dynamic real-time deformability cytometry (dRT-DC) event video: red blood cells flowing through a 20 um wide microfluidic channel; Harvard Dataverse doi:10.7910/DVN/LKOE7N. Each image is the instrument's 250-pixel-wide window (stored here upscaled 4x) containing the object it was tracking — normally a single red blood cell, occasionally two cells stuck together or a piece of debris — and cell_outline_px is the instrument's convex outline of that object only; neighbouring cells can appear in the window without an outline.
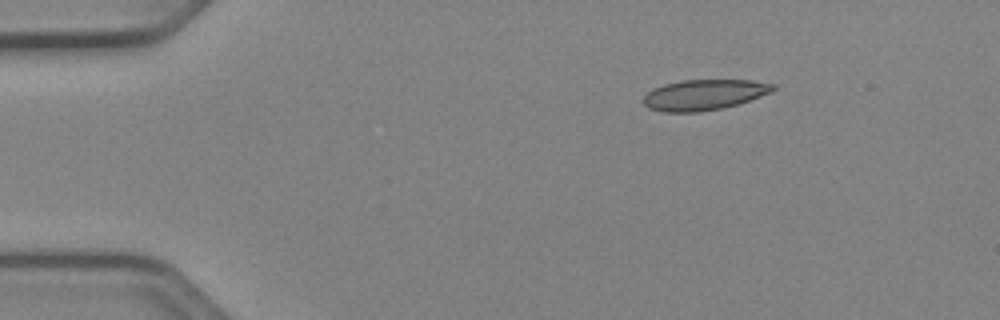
{"species": "Egyptian fruit bat (a non-hibernating species)", "species_latin": "Rousettus aegyptiacus", "temperature_condition": "cold", "stored_images_in_passage": 44, "camera_frame_rate_fps": 3000, "um_per_image_px": 0.085, "animal": {"sex": "female"}, "frame": {"image": 1, "passage_image": 1, "time_ms": 0.0, "image_size_px": [1000, 320], "cell_outline_px": [[776, 88], [772, 92], [736, 104], [720, 108], [700, 112], [664, 112], [648, 108], [644, 104], [644, 96], [652, 88], [664, 84], [680, 80], [752, 80], [776, 84]], "centroid_in_image_um": [59.83, 8.04], "position_along_channel_um": 25.2, "area_um2": 23.06}}
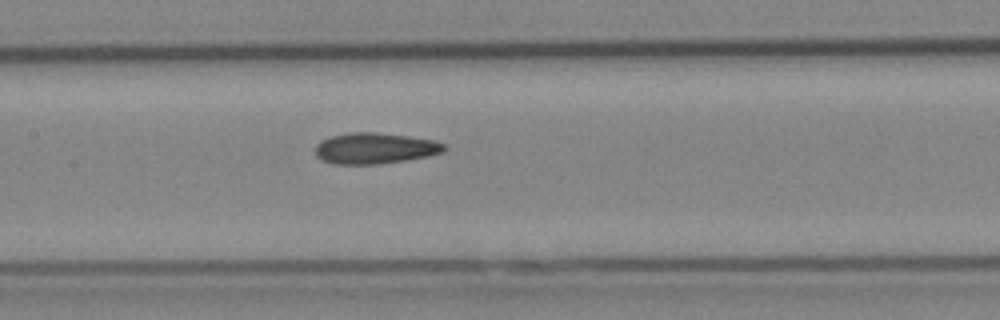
{"frame": {"image": 2, "passage_image": 18, "time_ms": 5.667, "image_size_px": [1000, 320], "cell_outline_px": [[448, 148], [444, 152], [428, 156], [404, 160], [376, 164], [332, 164], [320, 160], [316, 156], [316, 144], [320, 140], [332, 136], [348, 132], [376, 132], [408, 136], [432, 140], [448, 144]], "centroid_in_image_um": [31.87, 12.6], "position_along_channel_um": 175.5, "area_um2": 23.47}}
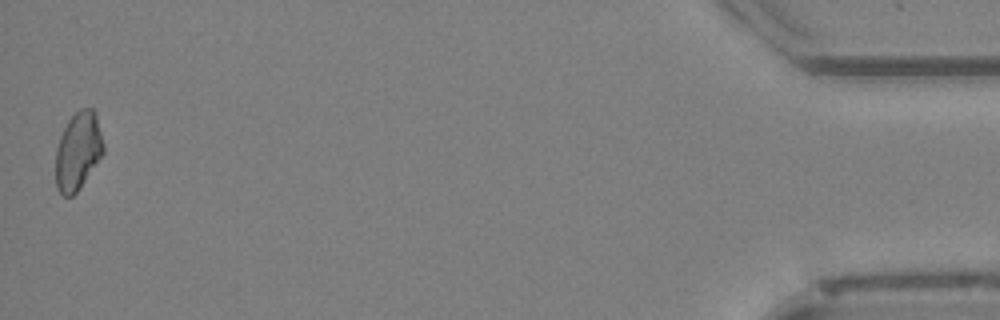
{"frame": {"image": 3, "passage_image": 44, "time_ms": 14.333, "image_size_px": [1000, 320], "cell_outline_px": [[104, 152], [80, 188], [72, 196], [64, 196], [56, 188], [56, 148], [60, 136], [68, 120], [80, 108], [92, 108], [96, 112], [104, 144]], "centroid_in_image_um": [6.64, 12.82], "position_along_channel_um": 428.6, "area_um2": 21.68}, "authors_computed_cell_mechanics": {"area_um2": 22.5709, "velocity_mm_per_s": 3.9643, "shape_relaxation_time_tau1_ms": null, "shape_relaxation_time_tau2_ms": 5.4798, "deformation_change_tau1": null, "deformation_change_tau2": 0.0975}}